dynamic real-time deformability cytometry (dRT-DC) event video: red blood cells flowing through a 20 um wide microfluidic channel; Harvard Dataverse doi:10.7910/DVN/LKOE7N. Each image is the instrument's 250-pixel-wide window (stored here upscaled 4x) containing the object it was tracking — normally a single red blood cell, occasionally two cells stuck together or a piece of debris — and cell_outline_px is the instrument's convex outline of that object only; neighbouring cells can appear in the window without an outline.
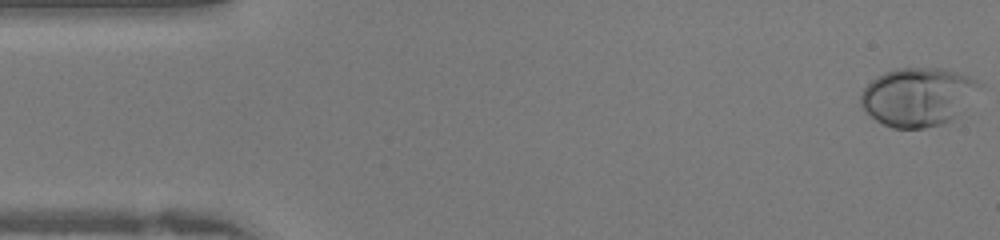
{"species": "human", "species_latin": "Homo sapiens", "temperature_condition": "warm", "stored_images_in_passage": 42, "camera_frame_rate_fps": 3000, "um_per_image_px": 0.085, "donor": {"sex": "female"}, "frame": {"image": 1, "passage_image": 1, "time_ms": 0.0, "image_size_px": [1000, 240], "cell_outline_px": [[984, 84], [956, 116], [952, 120], [944, 124], [924, 128], [892, 128], [876, 120], [860, 104], [860, 92], [876, 76], [884, 72], [896, 68], [940, 68], [956, 72], [968, 76]], "centroid_in_image_um": [78.01, 8.22], "position_along_channel_um": 7.0, "area_um2": 40.34}}
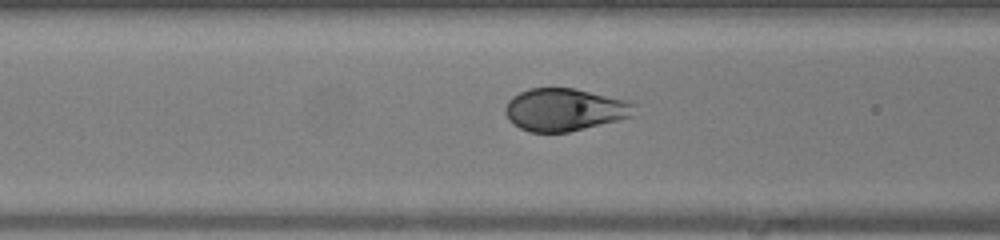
{"frame": {"image": 2, "passage_image": 16, "time_ms": 5.0, "image_size_px": [1000, 240], "cell_outline_px": [[636, 104], [632, 116], [568, 132], [528, 132], [512, 124], [508, 120], [504, 112], [504, 108], [508, 100], [512, 96], [528, 88], [572, 88], [628, 100]], "centroid_in_image_um": [47.93, 9.32], "position_along_channel_um": 118.7, "area_um2": 31.96}}
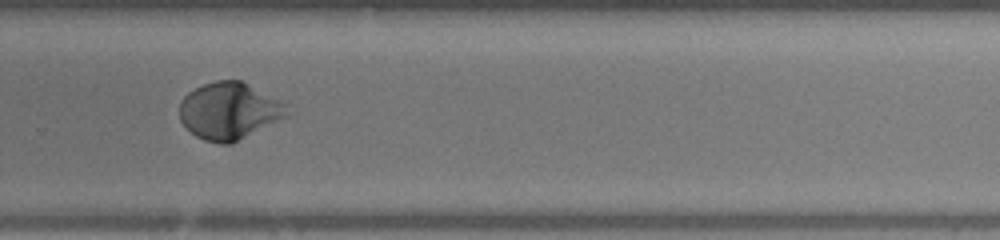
{"frame": {"image": 3, "passage_image": 28, "time_ms": 9.0, "image_size_px": [1000, 240], "cell_outline_px": [[296, 112], [232, 144], [220, 144], [204, 140], [196, 136], [180, 120], [180, 104], [184, 96], [188, 92], [204, 84], [216, 80], [240, 80], [284, 104]], "centroid_in_image_um": [19.5, 9.45], "position_along_channel_um": 310.3, "area_um2": 35.49}}